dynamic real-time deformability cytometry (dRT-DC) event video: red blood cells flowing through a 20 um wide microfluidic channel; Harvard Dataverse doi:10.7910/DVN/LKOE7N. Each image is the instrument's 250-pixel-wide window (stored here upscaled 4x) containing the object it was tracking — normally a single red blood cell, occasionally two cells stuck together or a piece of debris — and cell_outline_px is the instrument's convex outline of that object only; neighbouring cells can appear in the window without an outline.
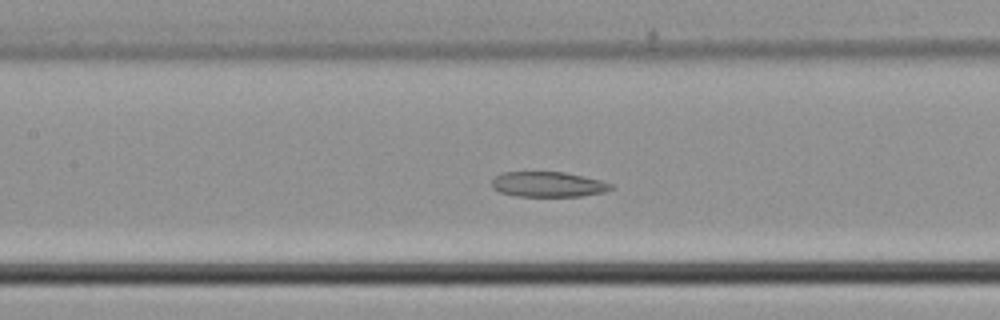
{"species": "common noctule bat (a hibernating species)", "species_latin": "Nyctalus noctula", "temperature_condition": "cold", "stored_images_in_passage": 40, "camera_frame_rate_fps": 3000, "um_per_image_px": 0.085, "animal": {"sex": "male", "body_mass_g": 21.5, "forearm_length_mm": 52.0}, "frame": {"image": 1, "passage_image": 14, "time_ms": 4.333, "image_size_px": [1000, 320], "cell_outline_px": [[612, 188], [604, 192], [580, 196], [516, 196], [500, 192], [492, 188], [492, 180], [500, 172], [564, 172], [600, 180], [612, 184]], "centroid_in_image_um": [46.55, 15.67], "position_along_channel_um": 160.9, "area_um2": 17.4}}
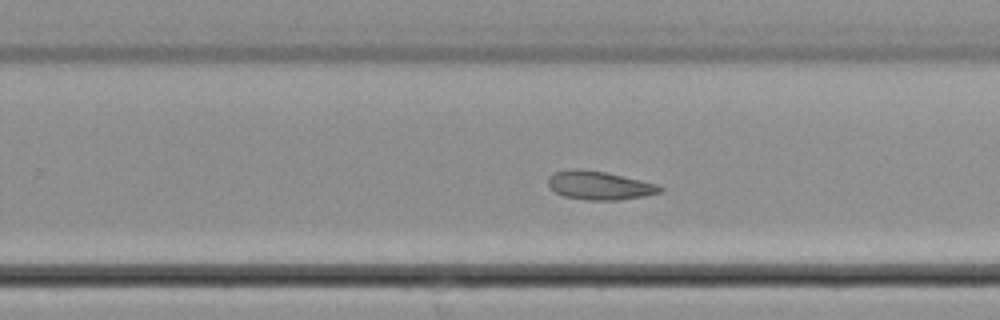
{"frame": {"image": 2, "passage_image": 22, "time_ms": 7.0, "image_size_px": [1000, 320], "cell_outline_px": [[664, 188], [660, 192], [644, 196], [620, 200], [588, 200], [564, 196], [556, 192], [548, 184], [548, 176], [556, 172], [576, 168], [604, 172], [640, 180], [656, 184]], "centroid_in_image_um": [50.94, 15.77], "position_along_channel_um": 278.9, "area_um2": 18.32}}
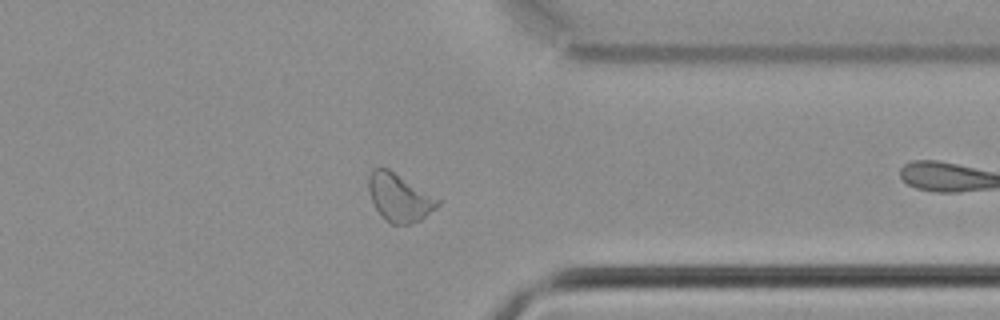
{"frame": {"image": 3, "passage_image": 29, "time_ms": 9.333, "image_size_px": [1000, 320], "cell_outline_px": [[440, 204], [436, 208], [420, 220], [408, 224], [392, 224], [376, 208], [372, 200], [368, 188], [368, 172], [372, 168], [388, 168], [440, 200]], "centroid_in_image_um": [33.93, 16.76], "position_along_channel_um": 377.5, "area_um2": 18.84}}